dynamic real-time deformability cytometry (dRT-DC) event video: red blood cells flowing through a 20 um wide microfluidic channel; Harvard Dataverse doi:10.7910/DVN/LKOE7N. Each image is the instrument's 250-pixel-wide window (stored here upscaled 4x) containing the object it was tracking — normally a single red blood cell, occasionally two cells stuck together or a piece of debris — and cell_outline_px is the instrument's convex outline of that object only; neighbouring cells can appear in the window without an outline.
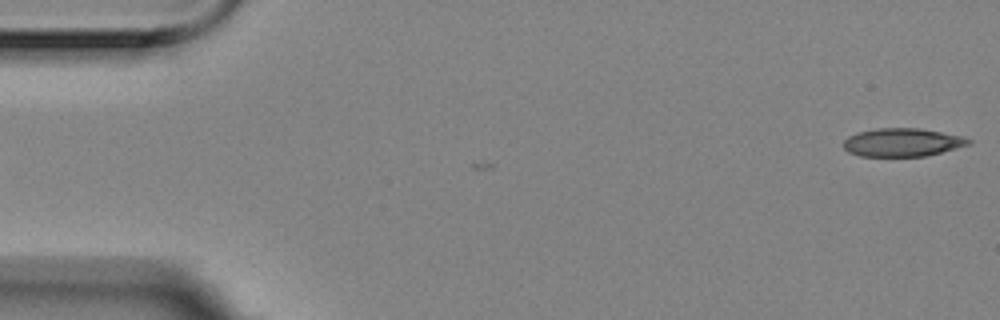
{"species": "Egyptian fruit bat (a non-hibernating species)", "species_latin": "Rousettus aegyptiacus", "temperature_condition": "room temperature", "stored_images_in_passage": 2, "camera_frame_rate_fps": 3000, "um_per_image_px": 0.085, "animal": {"sex": "female"}, "frame": {"image": 1, "passage_image": 1, "time_ms": 0.0, "image_size_px": [1000, 320], "cell_outline_px": [[972, 140], [968, 144], [956, 148], [924, 156], [860, 156], [848, 152], [844, 148], [844, 140], [848, 136], [856, 132], [876, 128], [920, 128], [960, 136]], "centroid_in_image_um": [76.63, 12.09], "position_along_channel_um": 8.4, "area_um2": 20.4}}